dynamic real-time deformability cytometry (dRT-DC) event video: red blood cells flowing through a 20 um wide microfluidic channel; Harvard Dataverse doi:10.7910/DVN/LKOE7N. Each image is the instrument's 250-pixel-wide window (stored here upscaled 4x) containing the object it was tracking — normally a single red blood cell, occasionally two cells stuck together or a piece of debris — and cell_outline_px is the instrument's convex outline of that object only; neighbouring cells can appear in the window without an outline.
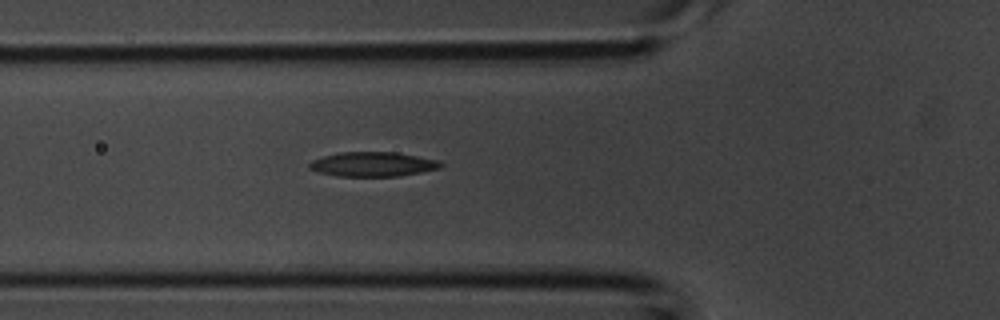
{"species": "common noctule bat (a hibernating species)", "species_latin": "Nyctalus noctula", "temperature_condition": "room temperature", "stored_images_in_passage": 2, "camera_frame_rate_fps": 3000, "um_per_image_px": 0.085, "animal": {"sex": "male", "body_mass_g": 20.1, "forearm_length_mm": 53.5}, "frame": {"image": 1, "passage_image": 2, "time_ms": 0.333, "image_size_px": [1000, 320], "cell_outline_px": [[444, 164], [440, 168], [400, 176], [336, 176], [320, 172], [308, 168], [308, 164], [312, 160], [324, 156], [340, 152], [396, 152], [440, 160]], "centroid_in_image_um": [31.71, 13.95], "position_along_channel_um": 94.1, "area_um2": 18.79}}